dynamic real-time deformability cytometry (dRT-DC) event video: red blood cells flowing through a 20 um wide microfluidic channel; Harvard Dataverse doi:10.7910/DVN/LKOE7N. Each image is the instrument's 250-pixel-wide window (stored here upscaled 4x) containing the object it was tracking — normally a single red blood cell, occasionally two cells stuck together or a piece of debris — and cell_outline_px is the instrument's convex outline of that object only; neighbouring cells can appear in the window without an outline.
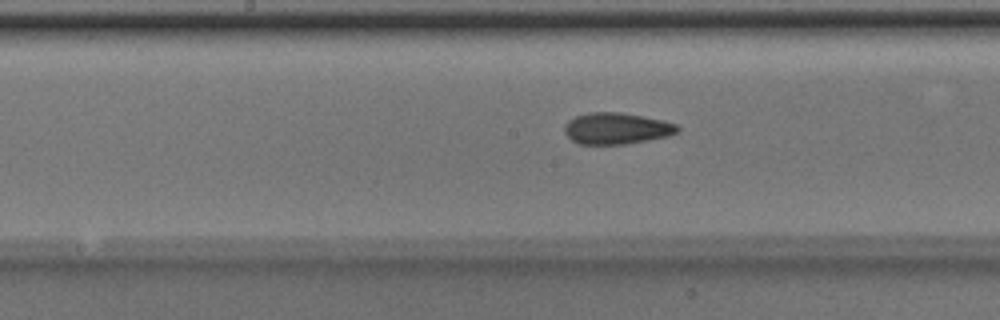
{"species": "Egyptian fruit bat (a non-hibernating species)", "species_latin": "Rousettus aegyptiacus", "temperature_condition": "room temperature", "stored_images_in_passage": 40, "camera_frame_rate_fps": 3000, "um_per_image_px": 0.085, "animal": {"sex": "male"}, "frame": {"image": 1, "passage_image": 15, "time_ms": 4.667, "image_size_px": [1000, 320], "cell_outline_px": [[680, 128], [676, 132], [668, 136], [648, 140], [624, 144], [576, 144], [564, 132], [564, 124], [568, 120], [576, 116], [588, 112], [620, 112], [664, 120], [676, 124]], "centroid_in_image_um": [52.38, 10.91], "position_along_channel_um": 195.8, "area_um2": 20.75}}
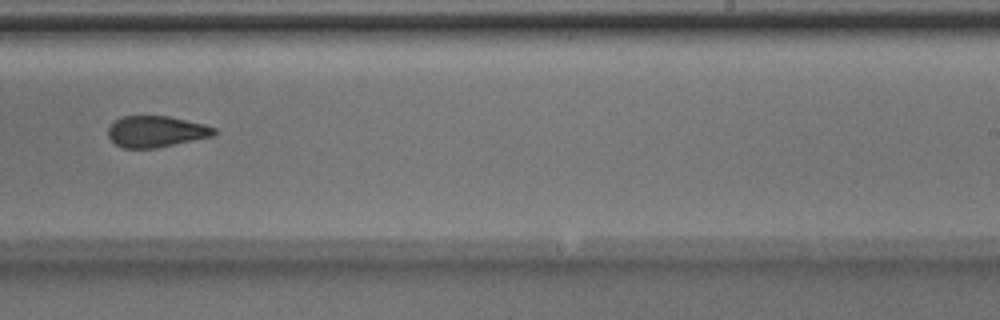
{"frame": {"image": 2, "passage_image": 21, "time_ms": 6.667, "image_size_px": [1000, 320], "cell_outline_px": [[216, 132], [212, 136], [156, 148], [124, 148], [116, 144], [108, 136], [108, 128], [116, 120], [124, 116], [168, 116], [204, 124], [216, 128]], "centroid_in_image_um": [13.26, 11.18], "position_along_channel_um": 275.7, "area_um2": 19.07}}
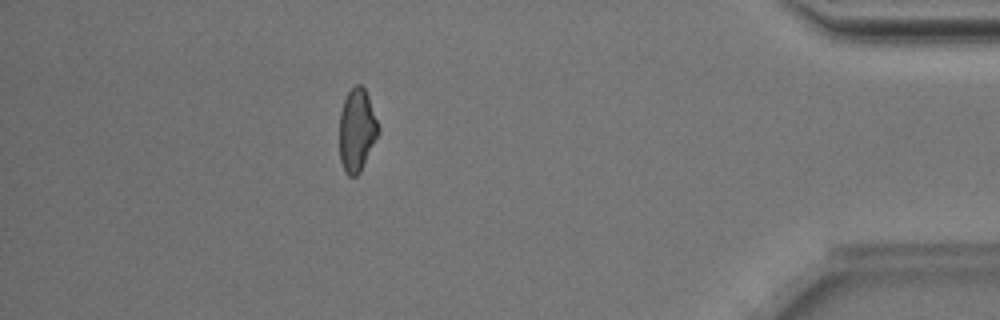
{"frame": {"image": 3, "passage_image": 34, "time_ms": 11.0, "image_size_px": [1000, 320], "cell_outline_px": [[380, 132], [360, 172], [356, 176], [348, 176], [340, 160], [340, 112], [344, 100], [348, 92], [356, 84], [360, 84], [364, 88], [368, 96], [380, 128]], "centroid_in_image_um": [30.35, 11.06], "position_along_channel_um": 404.9, "area_um2": 18.67}, "authors_computed_cell_mechanics": {"area_um2": 20.23, "velocity_mm_per_s": 4.0314, "shape_relaxation_time_tau1_ms": 5.1845, "shape_relaxation_time_tau2_ms": 3.6529, "deformation_change_tau1": 0.1333, "deformation_change_tau2": 0.1215}}